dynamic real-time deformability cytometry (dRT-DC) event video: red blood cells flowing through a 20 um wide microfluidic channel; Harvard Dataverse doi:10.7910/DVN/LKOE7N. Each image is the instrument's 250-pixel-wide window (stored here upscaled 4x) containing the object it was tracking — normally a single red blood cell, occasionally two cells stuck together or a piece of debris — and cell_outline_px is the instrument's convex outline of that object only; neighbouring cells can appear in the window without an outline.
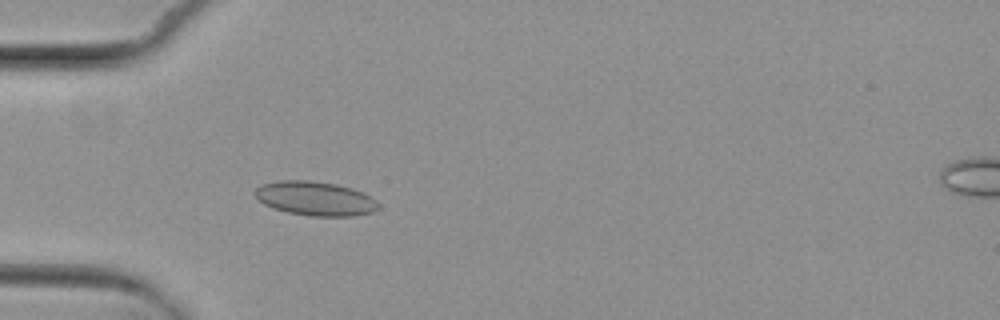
{"species": "common noctule bat (a hibernating species)", "species_latin": "Nyctalus noctula", "temperature_condition": "cold", "stored_images_in_passage": 6, "camera_frame_rate_fps": 3000, "um_per_image_px": 0.085, "animal": {"sex": "female", "body_mass_g": 29.2, "forearm_length_mm": 56.3}, "frame": {"image": 1, "passage_image": 5, "time_ms": 5.333, "image_size_px": [1000, 320], "cell_outline_px": [[380, 208], [372, 212], [352, 216], [308, 216], [288, 212], [272, 208], [256, 200], [252, 192], [260, 184], [280, 180], [308, 180], [336, 184], [352, 188], [364, 192], [376, 200], [380, 204]], "centroid_in_image_um": [26.76, 16.87], "position_along_channel_um": 58.2, "area_um2": 24.97}}